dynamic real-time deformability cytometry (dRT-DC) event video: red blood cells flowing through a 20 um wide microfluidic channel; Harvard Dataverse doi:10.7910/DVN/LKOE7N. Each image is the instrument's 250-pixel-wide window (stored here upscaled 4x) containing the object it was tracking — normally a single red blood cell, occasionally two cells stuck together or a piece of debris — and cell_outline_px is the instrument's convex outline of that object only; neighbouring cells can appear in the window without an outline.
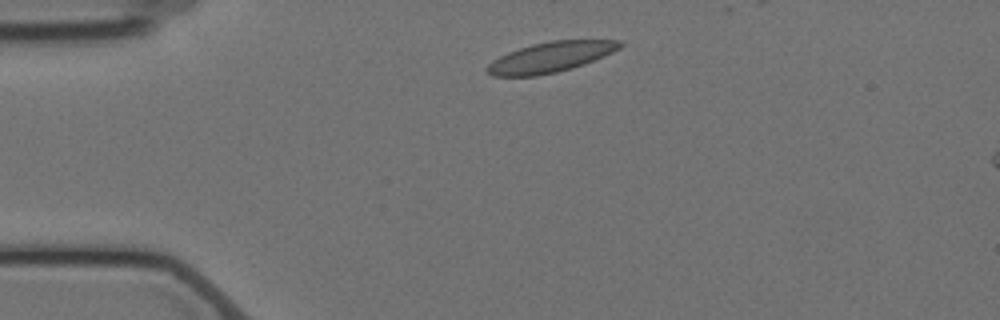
{"species": "Egyptian fruit bat (a non-hibernating species)", "species_latin": "Rousettus aegyptiacus", "temperature_condition": "cold", "stored_images_in_passage": 3, "camera_frame_rate_fps": 3000, "um_per_image_px": 0.085, "animal": {"sex": "female"}, "frame": {"image": 1, "passage_image": 1, "time_ms": 0.0, "image_size_px": [1000, 320], "cell_outline_px": [[624, 44], [620, 48], [604, 56], [584, 64], [572, 68], [556, 72], [536, 76], [492, 76], [484, 68], [492, 60], [508, 52], [532, 44], [552, 40], [624, 40]], "centroid_in_image_um": [46.8, 4.85], "position_along_channel_um": 38.2, "area_um2": 23.47}}